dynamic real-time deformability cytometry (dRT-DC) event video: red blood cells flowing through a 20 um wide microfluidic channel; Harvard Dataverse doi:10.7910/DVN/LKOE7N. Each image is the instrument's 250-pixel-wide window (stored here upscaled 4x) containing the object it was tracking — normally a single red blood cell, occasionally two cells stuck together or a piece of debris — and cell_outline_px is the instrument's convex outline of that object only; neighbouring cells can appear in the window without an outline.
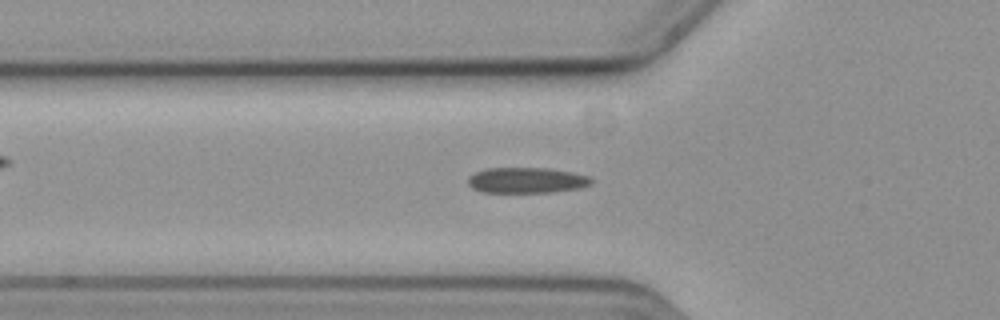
{"species": "common noctule bat (a hibernating species)", "species_latin": "Nyctalus noctula", "temperature_condition": "cold", "stored_images_in_passage": 54, "camera_frame_rate_fps": 3000, "um_per_image_px": 0.085, "animal": {"sex": "female", "body_mass_g": 19.3, "forearm_length_mm": 54.1}, "frame": {"image": 1, "passage_image": 19, "time_ms": 6.0, "image_size_px": [1000, 320], "cell_outline_px": [[592, 184], [580, 188], [552, 192], [484, 192], [472, 188], [468, 184], [468, 176], [476, 172], [488, 168], [552, 168], [592, 176]], "centroid_in_image_um": [44.81, 15.32], "position_along_channel_um": 81.0, "area_um2": 18.55}}
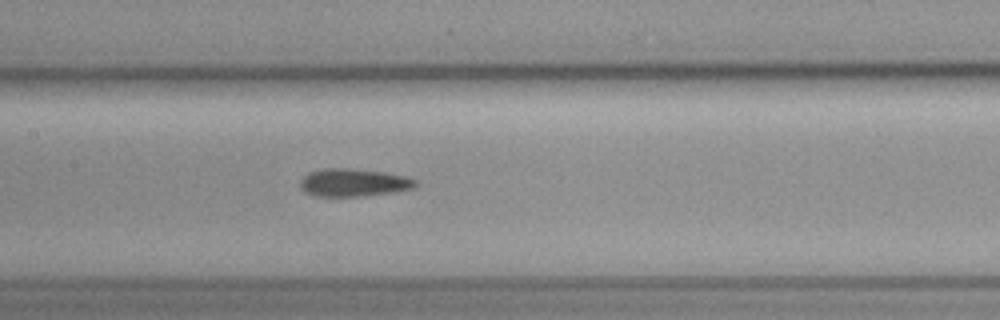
{"frame": {"image": 2, "passage_image": 27, "time_ms": 8.667, "image_size_px": [1000, 320], "cell_outline_px": [[416, 184], [412, 188], [364, 196], [312, 196], [304, 192], [300, 188], [300, 180], [308, 172], [324, 168], [344, 168], [384, 172], [404, 176], [416, 180]], "centroid_in_image_um": [29.96, 15.52], "position_along_channel_um": 177.4, "area_um2": 18.5}}
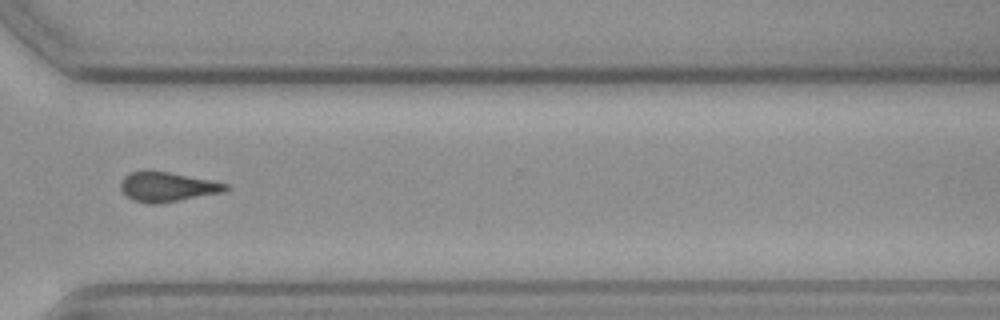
{"frame": {"image": 3, "passage_image": 42, "time_ms": 13.667, "image_size_px": [1000, 320], "cell_outline_px": [[228, 188], [224, 192], [180, 200], [156, 204], [152, 204], [132, 200], [120, 188], [120, 180], [124, 176], [132, 172], [144, 168], [148, 168], [212, 180], [228, 184]], "centroid_in_image_um": [14.18, 15.85], "position_along_channel_um": 356.4, "area_um2": 18.44}}